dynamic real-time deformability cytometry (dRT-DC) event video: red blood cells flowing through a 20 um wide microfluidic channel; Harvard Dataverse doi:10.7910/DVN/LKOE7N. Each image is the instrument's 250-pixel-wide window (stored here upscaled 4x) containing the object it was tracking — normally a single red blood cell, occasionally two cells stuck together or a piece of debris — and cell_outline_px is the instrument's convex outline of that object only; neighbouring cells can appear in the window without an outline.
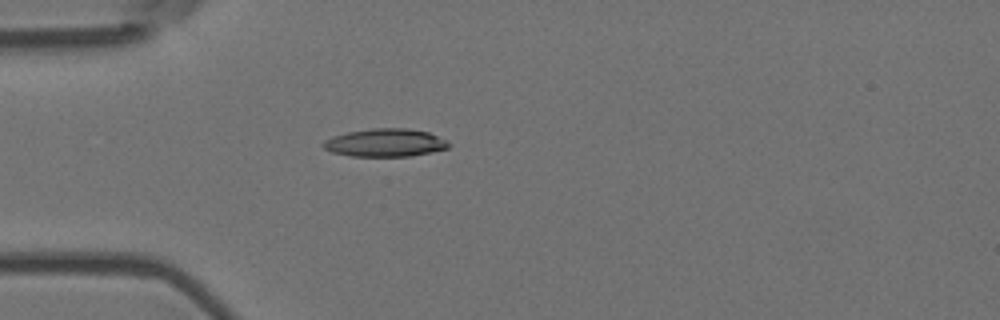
{"species": "Egyptian fruit bat (a non-hibernating species)", "species_latin": "Rousettus aegyptiacus", "temperature_condition": "room temperature", "stored_images_in_passage": 1, "camera_frame_rate_fps": 3000, "um_per_image_px": 0.085, "animal": {"sex": "female"}, "frame": {"image": 1, "passage_image": 1, "time_ms": 0.0, "image_size_px": [1000, 320], "cell_outline_px": [[452, 144], [448, 148], [432, 152], [412, 156], [352, 156], [332, 152], [324, 148], [320, 144], [324, 140], [332, 136], [348, 132], [372, 128], [408, 128], [428, 132], [448, 140]], "centroid_in_image_um": [32.76, 12.13], "position_along_channel_um": 52.2, "area_um2": 20.63}}